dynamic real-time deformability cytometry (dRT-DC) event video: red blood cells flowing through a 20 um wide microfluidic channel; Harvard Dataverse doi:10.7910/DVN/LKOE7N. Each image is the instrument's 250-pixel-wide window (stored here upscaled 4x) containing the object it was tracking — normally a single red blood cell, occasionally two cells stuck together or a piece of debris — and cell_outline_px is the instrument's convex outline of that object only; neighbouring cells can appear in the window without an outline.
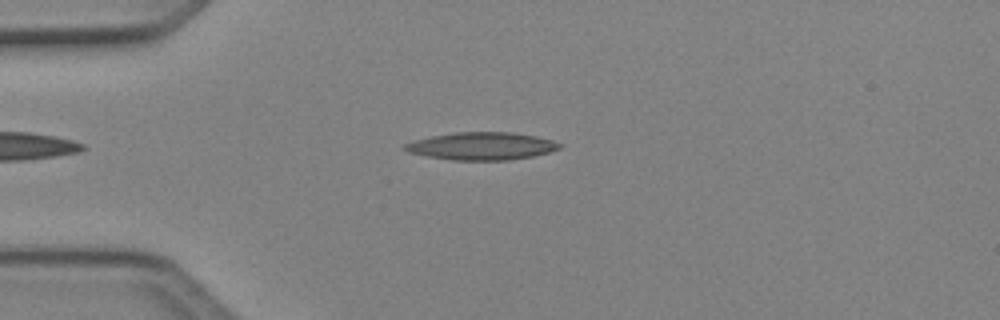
{"species": "Egyptian fruit bat (a non-hibernating species)", "species_latin": "Rousettus aegyptiacus", "temperature_condition": "cold", "stored_images_in_passage": 3, "camera_frame_rate_fps": 3000, "um_per_image_px": 0.085, "animal": {"sex": "female"}, "frame": {"image": 1, "passage_image": 1, "time_ms": 0.0, "image_size_px": [1000, 320], "cell_outline_px": [[564, 144], [560, 148], [548, 152], [532, 156], [508, 160], [452, 160], [428, 156], [408, 152], [400, 148], [404, 144], [416, 140], [432, 136], [456, 132], [512, 132], [536, 136], [552, 140]], "centroid_in_image_um": [40.94, 12.41], "position_along_channel_um": 44.1, "area_um2": 24.85}}
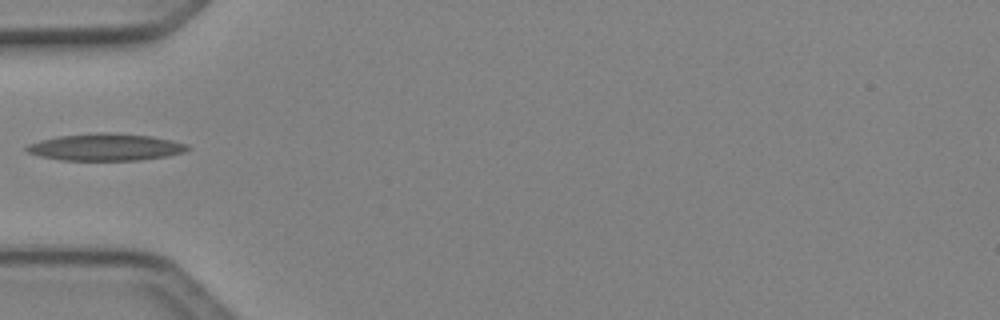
{"frame": {"image": 2, "passage_image": 2, "time_ms": 0.333, "image_size_px": [1000, 320], "cell_outline_px": [[188, 148], [184, 152], [164, 156], [140, 160], [60, 160], [40, 156], [28, 152], [24, 148], [28, 144], [40, 140], [60, 136], [100, 132], [112, 132], [152, 136], [172, 140], [188, 144]], "centroid_in_image_um": [8.97, 12.5], "position_along_channel_um": 76.0, "area_um2": 25.26}}
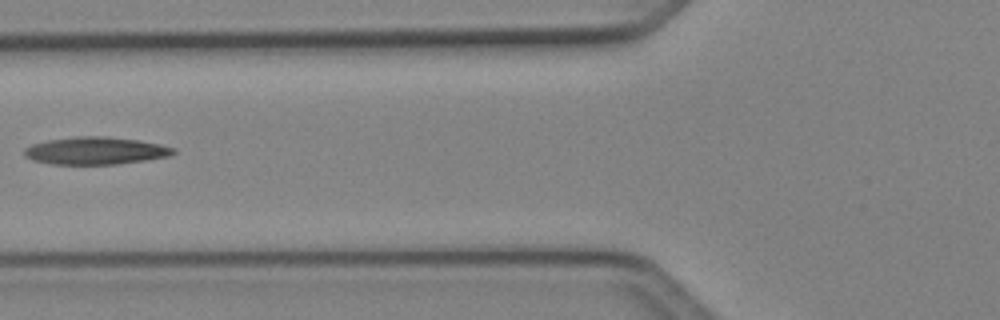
{"frame": {"image": 3, "passage_image": 3, "time_ms": 0.667, "image_size_px": [1000, 320], "cell_outline_px": [[176, 152], [168, 156], [144, 160], [116, 164], [52, 164], [32, 160], [24, 156], [24, 148], [32, 144], [48, 140], [76, 136], [108, 136], [140, 140], [160, 144], [176, 148]], "centroid_in_image_um": [8.11, 12.8], "position_along_channel_um": 117.7, "area_um2": 23.93}}